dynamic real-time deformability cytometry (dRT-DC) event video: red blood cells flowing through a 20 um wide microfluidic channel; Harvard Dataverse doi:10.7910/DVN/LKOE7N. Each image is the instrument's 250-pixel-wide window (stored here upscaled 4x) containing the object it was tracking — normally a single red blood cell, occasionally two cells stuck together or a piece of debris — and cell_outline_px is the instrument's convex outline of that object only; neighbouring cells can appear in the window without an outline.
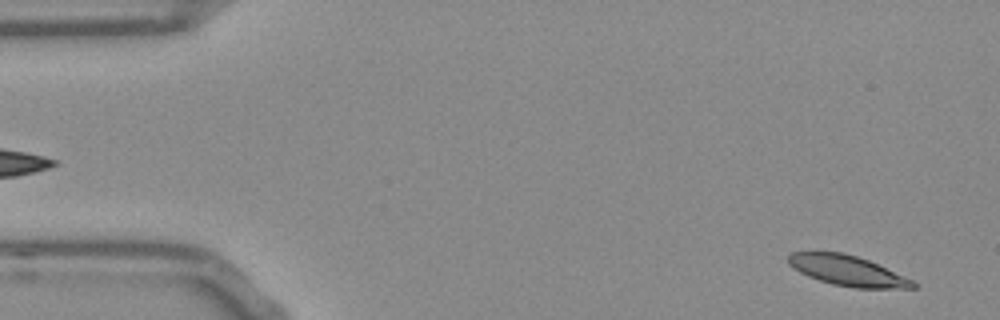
{"species": "Egyptian fruit bat (a non-hibernating species)", "species_latin": "Rousettus aegyptiacus", "temperature_condition": "room temperature", "stored_images_in_passage": 53, "segment_of_instrument_passage": [1, 2], "camera_frame_rate_fps": 3000, "um_per_image_px": 0.085, "frame": {"image": 1, "passage_image": 2, "time_ms": 0.333, "image_size_px": [1000, 320], "cell_outline_px": [[916, 288], [856, 288], [832, 284], [808, 276], [800, 272], [788, 264], [788, 256], [792, 252], [844, 252], [868, 260], [912, 280], [916, 284]], "centroid_in_image_um": [72.01, 23.0], "position_along_channel_um": 13.0, "area_um2": 21.68}}
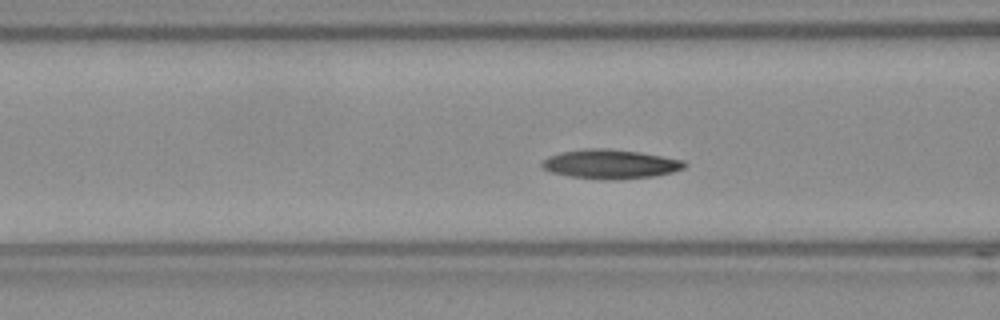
{"frame": {"image": 2, "passage_image": 19, "time_ms": 6.0, "image_size_px": [1000, 320], "cell_outline_px": [[688, 164], [684, 168], [672, 172], [652, 176], [616, 180], [600, 180], [568, 176], [552, 172], [544, 168], [540, 164], [548, 156], [560, 152], [588, 148], [608, 148], [640, 152], [684, 160]], "centroid_in_image_um": [51.88, 13.95], "position_along_channel_um": 114.7, "area_um2": 24.39}}
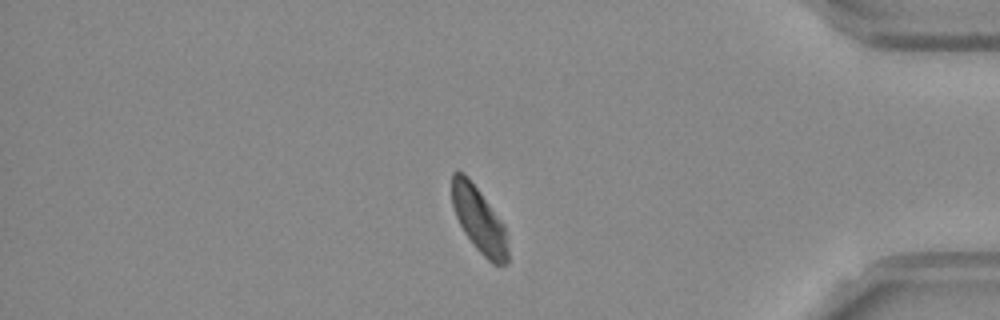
{"frame": {"image": 3, "passage_image": 44, "time_ms": 14.333, "image_size_px": [1000, 320], "cell_outline_px": [[508, 264], [492, 264], [476, 248], [464, 232], [456, 216], [452, 204], [452, 172], [464, 172], [468, 176], [504, 224], [508, 248]], "centroid_in_image_um": [40.72, 18.69], "position_along_channel_um": 394.5, "area_um2": 21.15}}